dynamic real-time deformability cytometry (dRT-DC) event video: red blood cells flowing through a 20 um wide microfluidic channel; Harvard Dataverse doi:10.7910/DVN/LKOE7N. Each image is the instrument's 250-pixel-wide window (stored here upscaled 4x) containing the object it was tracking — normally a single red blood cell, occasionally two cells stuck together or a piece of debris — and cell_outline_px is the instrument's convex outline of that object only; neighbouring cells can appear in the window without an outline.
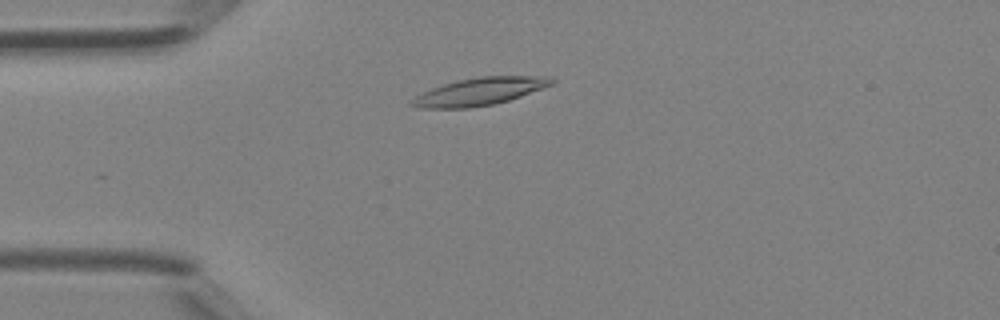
{"species": "Egyptian fruit bat (a non-hibernating species)", "species_latin": "Rousettus aegyptiacus", "temperature_condition": "room temperature", "stored_images_in_passage": 38, "camera_frame_rate_fps": 3000, "um_per_image_px": 0.085, "animal": {"sex": "female"}, "frame": {"image": 1, "passage_image": 7, "time_ms": 2.0, "image_size_px": [1000, 320], "cell_outline_px": [[556, 80], [552, 84], [520, 96], [508, 100], [492, 104], [468, 108], [420, 108], [408, 104], [408, 100], [432, 88], [444, 84], [460, 80], [480, 76], [544, 76]], "centroid_in_image_um": [40.72, 7.78], "position_along_channel_um": 44.3, "area_um2": 22.08}}
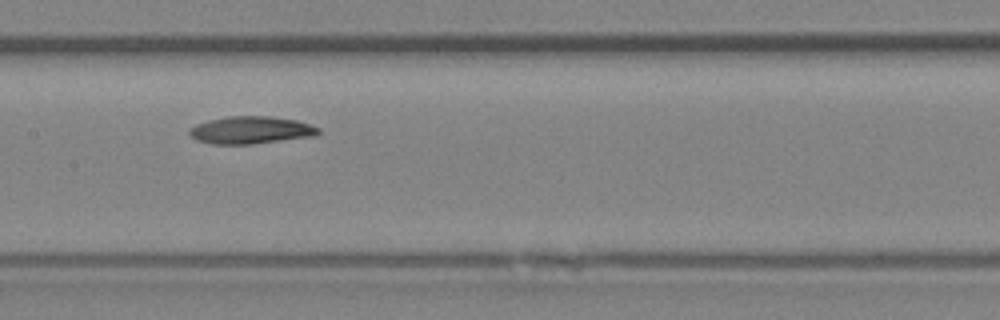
{"frame": {"image": 2, "passage_image": 17, "time_ms": 5.333, "image_size_px": [1000, 320], "cell_outline_px": [[320, 132], [316, 136], [252, 144], [212, 144], [196, 140], [188, 132], [188, 128], [196, 124], [208, 120], [228, 116], [272, 116], [296, 120], [320, 128]], "centroid_in_image_um": [21.31, 11.06], "position_along_channel_um": 186.1, "area_um2": 20.75}}
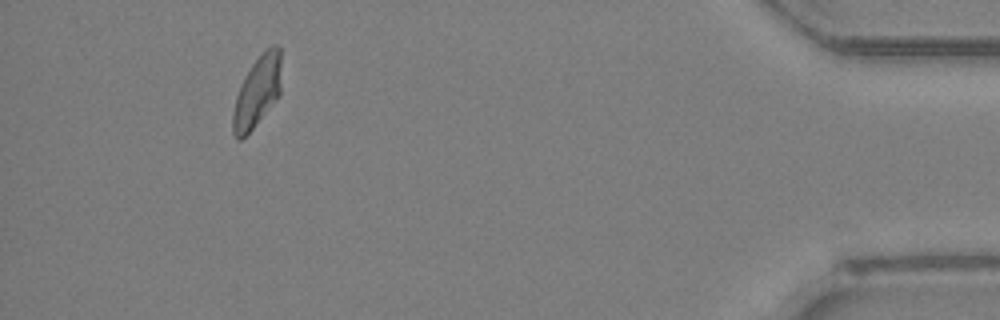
{"frame": {"image": 3, "passage_image": 35, "time_ms": 11.333, "image_size_px": [1000, 320], "cell_outline_px": [[280, 92], [252, 128], [240, 140], [236, 140], [232, 132], [232, 112], [236, 96], [240, 84], [252, 64], [264, 48], [272, 44], [276, 44], [280, 48]], "centroid_in_image_um": [21.83, 7.74], "position_along_channel_um": 413.4, "area_um2": 19.71}}